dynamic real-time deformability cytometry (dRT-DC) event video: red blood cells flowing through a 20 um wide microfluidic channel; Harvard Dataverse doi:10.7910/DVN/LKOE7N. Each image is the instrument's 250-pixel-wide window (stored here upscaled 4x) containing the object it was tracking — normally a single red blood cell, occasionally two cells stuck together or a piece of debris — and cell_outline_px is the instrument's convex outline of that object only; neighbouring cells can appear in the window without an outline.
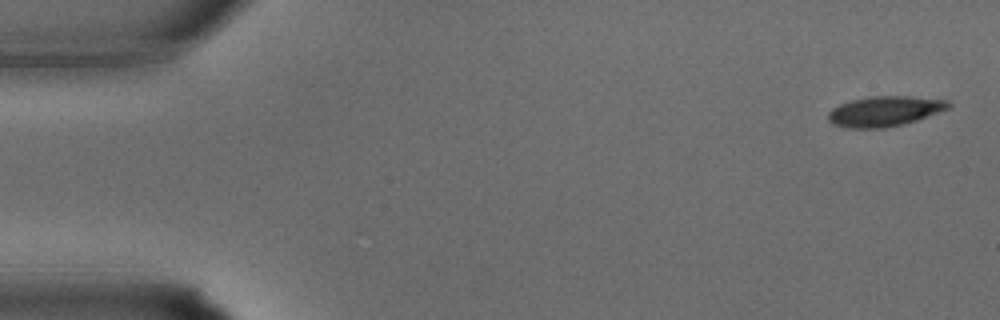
{"species": "common noctule bat (a hibernating species)", "species_latin": "Nyctalus noctula", "temperature_condition": "warm", "stored_images_in_passage": 28, "camera_frame_rate_fps": 3000, "um_per_image_px": 0.085, "animal": {"sex": "male", "body_mass_g": 15.6}, "frame": {"image": 1, "passage_image": 1, "time_ms": 0.0, "image_size_px": [1000, 320], "cell_outline_px": [[952, 108], [904, 124], [884, 128], [848, 128], [832, 124], [828, 120], [828, 112], [832, 108], [840, 104], [852, 100], [868, 96], [908, 96], [948, 100], [952, 104]], "centroid_in_image_um": [75.21, 9.45], "position_along_channel_um": 9.8, "area_um2": 21.33}}
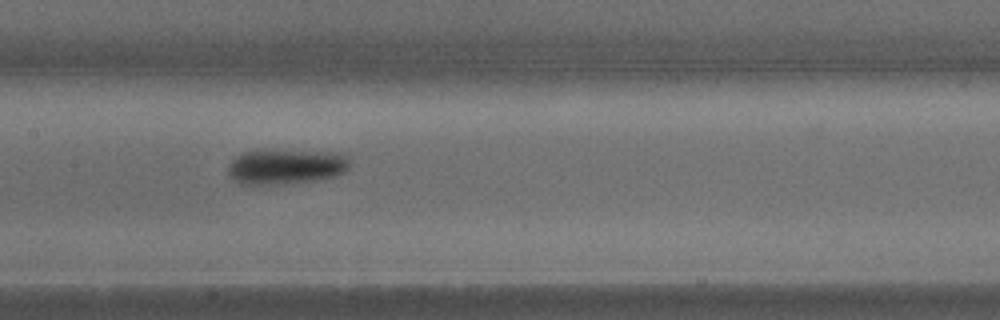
{"frame": {"image": 2, "passage_image": 16, "time_ms": 5.0, "image_size_px": [1000, 320], "cell_outline_px": [[348, 168], [344, 172], [336, 176], [316, 180], [272, 184], [240, 184], [228, 176], [228, 164], [236, 156], [244, 152], [328, 152], [344, 156], [348, 160]], "centroid_in_image_um": [24.24, 14.2], "position_along_channel_um": 183.2, "area_um2": 23.93}}
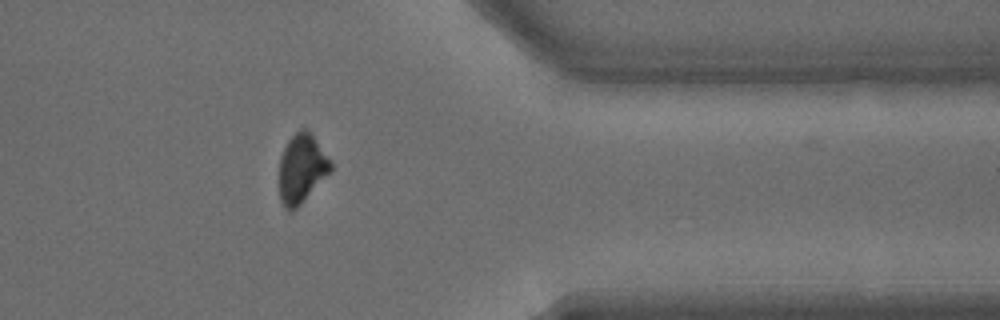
{"frame": {"image": 3, "passage_image": 27, "time_ms": 8.667, "image_size_px": [1000, 320], "cell_outline_px": [[332, 172], [292, 212], [288, 212], [284, 208], [280, 200], [280, 160], [284, 148], [288, 140], [300, 128], [304, 128], [312, 136], [332, 160]], "centroid_in_image_um": [25.66, 14.36], "position_along_channel_um": 385.7, "area_um2": 20.63}}